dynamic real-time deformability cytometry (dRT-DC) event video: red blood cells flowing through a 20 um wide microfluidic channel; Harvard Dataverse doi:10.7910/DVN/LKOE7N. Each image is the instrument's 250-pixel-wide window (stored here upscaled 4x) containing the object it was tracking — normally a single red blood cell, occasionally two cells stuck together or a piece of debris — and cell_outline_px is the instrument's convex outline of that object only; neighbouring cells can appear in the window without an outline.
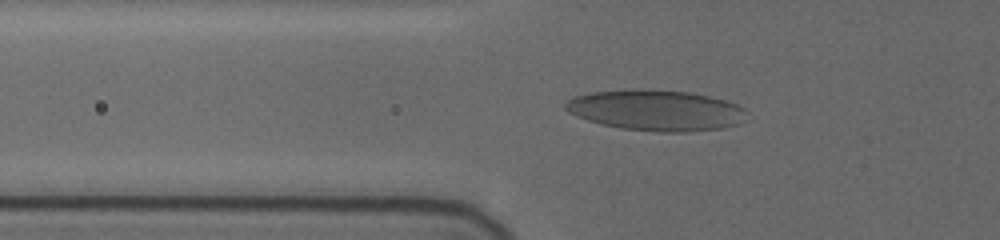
{"species": "human", "species_latin": "Homo sapiens", "temperature_condition": "cold", "stored_images_in_passage": 37, "camera_frame_rate_fps": 3000, "um_per_image_px": 0.085, "donor": {"sex": "female"}, "frame": {"image": 1, "passage_image": 7, "time_ms": 2.333, "image_size_px": [1000, 240], "cell_outline_px": [[744, 108], [736, 124], [720, 128], [684, 132], [660, 132], [620, 128], [588, 120], [568, 112], [564, 108], [564, 104], [568, 100], [576, 96], [592, 92], [632, 88], [640, 88], [688, 92], [708, 96], [724, 100], [736, 104]], "centroid_in_image_um": [55.66, 9.36], "position_along_channel_um": 70.1, "area_um2": 42.48}}
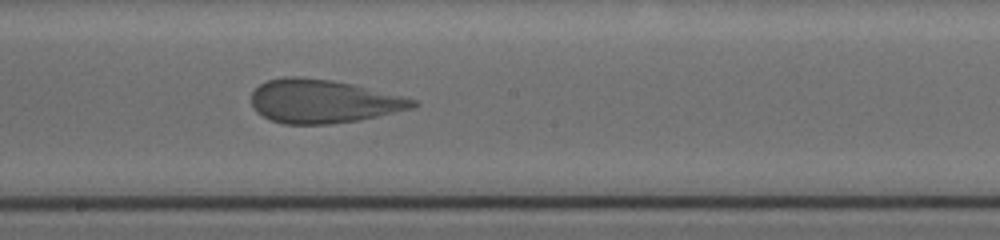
{"frame": {"image": 2, "passage_image": 20, "time_ms": 6.667, "image_size_px": [1000, 240], "cell_outline_px": [[420, 104], [412, 108], [360, 120], [328, 124], [284, 124], [272, 120], [256, 112], [252, 104], [252, 92], [260, 84], [268, 80], [284, 76], [304, 76], [332, 80], [352, 84], [416, 100]], "centroid_in_image_um": [27.43, 8.6], "position_along_channel_um": 220.8, "area_um2": 40.75}}
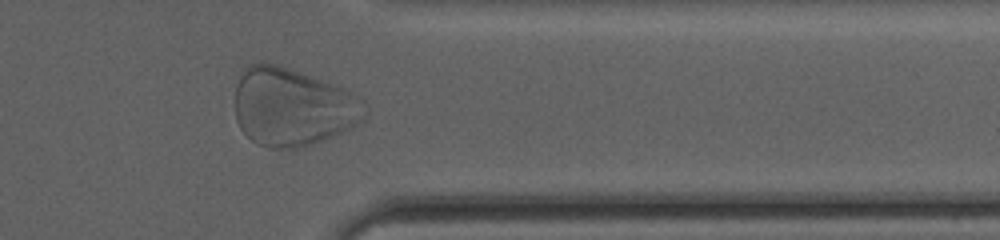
{"frame": {"image": 3, "passage_image": 34, "time_ms": 11.333, "image_size_px": [1000, 240], "cell_outline_px": [[368, 112], [356, 124], [340, 132], [312, 144], [296, 148], [268, 148], [256, 144], [240, 128], [236, 120], [236, 84], [244, 68], [248, 64], [260, 60], [280, 64], [292, 68], [332, 84], [360, 96], [368, 104]], "centroid_in_image_um": [24.85, 9.06], "position_along_channel_um": 386.6, "area_um2": 59.42}, "authors_computed_cell_mechanics": {"area_um2": 42.1362, "velocity_mm_per_s": 3.6132, "shape_relaxation_time_tau1_ms": 9.3809, "shape_relaxation_time_tau2_ms": null, "deformation_change_tau1": 0.247, "deformation_change_tau2": null}}